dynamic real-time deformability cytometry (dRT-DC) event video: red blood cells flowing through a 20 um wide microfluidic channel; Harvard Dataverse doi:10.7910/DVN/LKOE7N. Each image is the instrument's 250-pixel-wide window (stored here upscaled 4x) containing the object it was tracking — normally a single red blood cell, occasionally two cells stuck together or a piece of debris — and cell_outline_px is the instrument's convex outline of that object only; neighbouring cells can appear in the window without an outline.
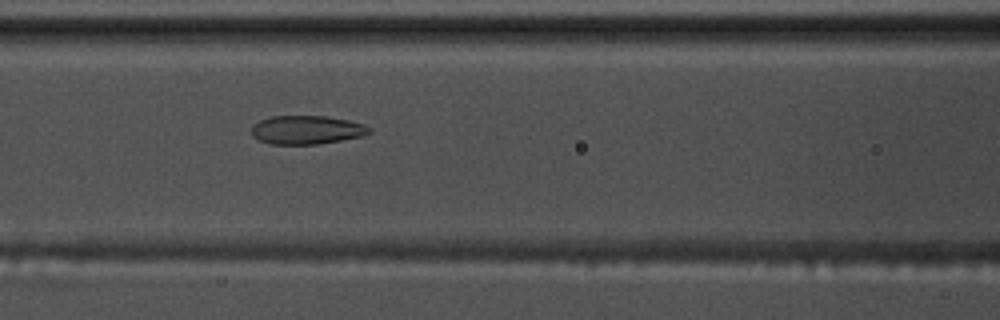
{"species": "common noctule bat (a hibernating species)", "species_latin": "Nyctalus noctula", "temperature_condition": "warm", "stored_images_in_passage": 57, "camera_frame_rate_fps": 3000, "um_per_image_px": 0.085, "animal": {"sex": "male", "body_mass_g": 17.5, "forearm_length_mm": 52.3}, "frame": {"image": 1, "passage_image": 25, "time_ms": 8.0, "image_size_px": [1000, 320], "cell_outline_px": [[372, 132], [364, 136], [316, 144], [268, 144], [252, 136], [252, 124], [260, 120], [272, 116], [324, 116], [348, 120], [364, 124], [372, 128]], "centroid_in_image_um": [26.08, 11.04], "position_along_channel_um": 140.5, "area_um2": 19.71}}
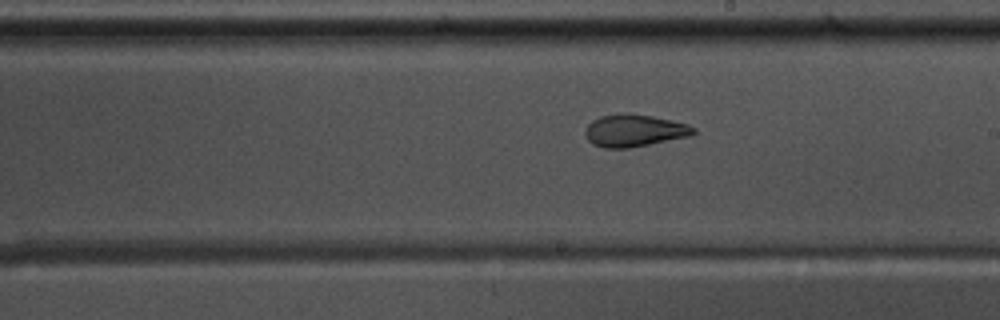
{"frame": {"image": 2, "passage_image": 33, "time_ms": 10.667, "image_size_px": [1000, 320], "cell_outline_px": [[696, 132], [688, 136], [632, 148], [604, 148], [592, 144], [588, 140], [584, 132], [588, 124], [592, 120], [600, 116], [628, 112], [652, 116], [672, 120], [688, 124], [696, 128]], "centroid_in_image_um": [53.9, 11.09], "position_along_channel_um": 235.1, "area_um2": 20.52}}
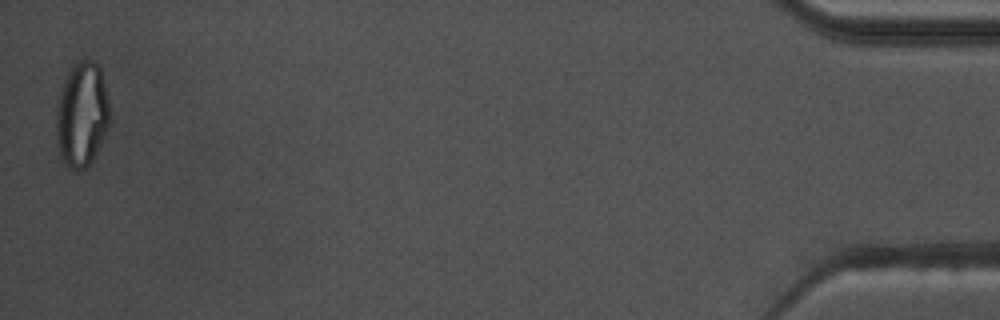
{"frame": {"image": 3, "passage_image": 57, "time_ms": 18.667, "image_size_px": [1000, 320], "cell_outline_px": [[108, 124], [100, 144], [88, 164], [84, 168], [72, 168], [64, 160], [56, 144], [56, 104], [68, 72], [80, 60], [92, 60], [100, 68], [108, 100]], "centroid_in_image_um": [6.93, 9.7], "position_along_channel_um": 428.3, "area_um2": 31.62}, "authors_computed_cell_mechanics": {"area_um2": 22.831, "velocity_mm_per_s": 3.5672, "shape_relaxation_time_tau1_ms": null, "shape_relaxation_time_tau2_ms": 1.918, "deformation_change_tau1": null, "deformation_change_tau2": 0.0832}}